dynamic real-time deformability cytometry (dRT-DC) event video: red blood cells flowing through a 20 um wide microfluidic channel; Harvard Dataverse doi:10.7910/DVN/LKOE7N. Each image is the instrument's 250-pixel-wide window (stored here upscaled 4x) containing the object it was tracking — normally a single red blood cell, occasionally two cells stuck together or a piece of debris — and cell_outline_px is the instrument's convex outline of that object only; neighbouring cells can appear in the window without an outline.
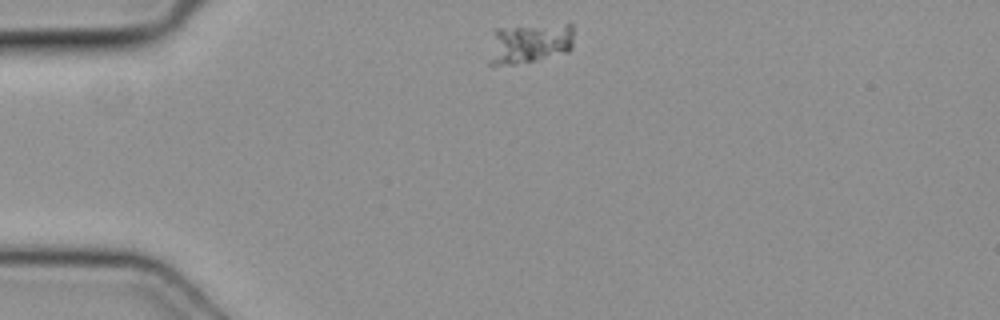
{"species": "common noctule bat (a hibernating species)", "species_latin": "Nyctalus noctula", "temperature_condition": "cold", "stored_images_in_passage": 39, "camera_frame_rate_fps": 3000, "um_per_image_px": 0.085, "animal": {"sex": "female", "body_mass_g": 19.3, "forearm_length_mm": 54.1}, "frame": {"image": 1, "passage_image": 1, "time_ms": 0.0, "image_size_px": [1000, 320], "cell_outline_px": [[572, 48], [568, 52], [532, 60], [512, 64], [488, 64], [488, 60], [496, 28], [568, 20], [572, 24]], "centroid_in_image_um": [45.09, 3.59], "position_along_channel_um": 39.9, "area_um2": 20.4}}
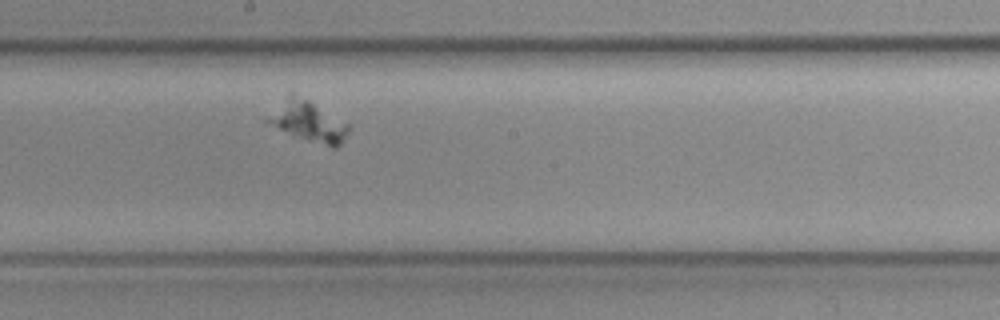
{"frame": {"image": 2, "passage_image": 17, "time_ms": 5.333, "image_size_px": [1000, 320], "cell_outline_px": [[352, 124], [348, 132], [340, 144], [336, 148], [332, 148], [308, 140], [280, 128], [264, 120], [264, 116], [288, 92], [292, 92], [308, 100]], "centroid_in_image_um": [26.19, 10.27], "position_along_channel_um": 222.0, "area_um2": 19.19}}
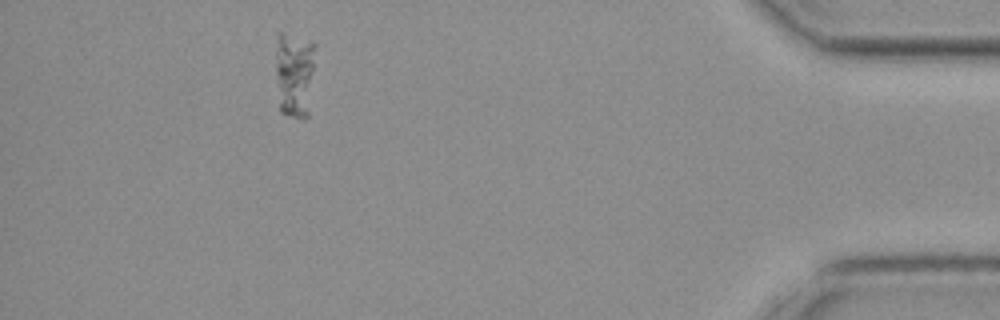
{"frame": {"image": 3, "passage_image": 35, "time_ms": 11.333, "image_size_px": [1000, 320], "cell_outline_px": [[316, 48], [308, 116], [292, 116], [280, 112], [276, 72], [276, 36], [280, 32], [284, 32], [316, 44]], "centroid_in_image_um": [25.03, 6.25], "position_along_channel_um": 410.2, "area_um2": 20.0}}